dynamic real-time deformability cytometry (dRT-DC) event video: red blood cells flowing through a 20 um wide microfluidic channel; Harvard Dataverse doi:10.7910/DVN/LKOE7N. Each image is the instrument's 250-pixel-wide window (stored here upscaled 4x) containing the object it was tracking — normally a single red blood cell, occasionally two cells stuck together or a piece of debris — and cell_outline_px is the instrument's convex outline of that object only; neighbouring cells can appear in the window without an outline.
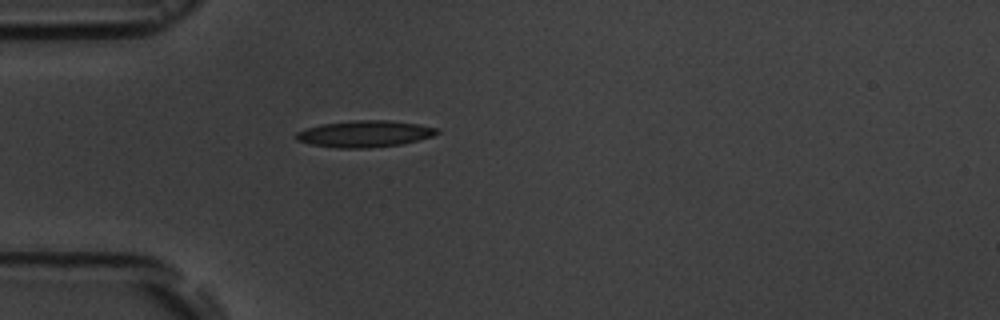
{"species": "common noctule bat (a hibernating species)", "species_latin": "Nyctalus noctula", "temperature_condition": "room temperature", "stored_images_in_passage": 1, "camera_frame_rate_fps": 3000, "um_per_image_px": 0.085, "animal": {"sex": "male", "body_mass_g": 19.5, "forearm_length_mm": 54.6}, "frame": {"image": 1, "passage_image": 1, "time_ms": 0.0, "image_size_px": [1000, 320], "cell_outline_px": [[440, 132], [432, 136], [420, 140], [400, 144], [368, 148], [336, 148], [312, 144], [296, 140], [292, 136], [296, 132], [320, 124], [356, 120], [388, 120], [416, 124], [440, 128]], "centroid_in_image_um": [30.99, 11.37], "position_along_channel_um": 54.0, "area_um2": 21.85}}